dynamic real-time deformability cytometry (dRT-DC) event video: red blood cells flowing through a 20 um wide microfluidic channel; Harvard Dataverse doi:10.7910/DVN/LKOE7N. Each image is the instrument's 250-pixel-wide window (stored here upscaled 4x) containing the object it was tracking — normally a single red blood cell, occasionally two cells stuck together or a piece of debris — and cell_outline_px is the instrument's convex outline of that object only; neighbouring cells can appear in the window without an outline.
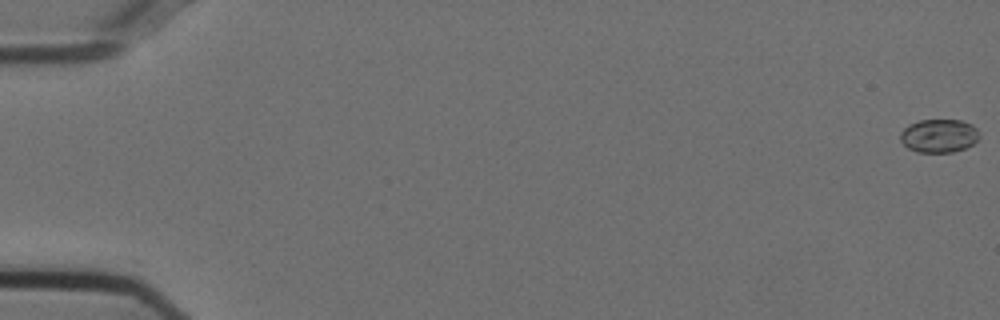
{"species": "Egyptian fruit bat (a non-hibernating species)", "species_latin": "Rousettus aegyptiacus", "temperature_condition": "cold", "stored_images_in_passage": 7, "camera_frame_rate_fps": 3000, "um_per_image_px": 0.085, "animal": {"sex": "female"}, "frame": {"image": 1, "passage_image": 1, "time_ms": 0.0, "image_size_px": [1000, 320], "cell_outline_px": [[980, 136], [972, 144], [964, 148], [952, 152], [916, 152], [908, 148], [900, 140], [900, 132], [908, 124], [920, 120], [960, 120], [972, 124], [980, 132]], "centroid_in_image_um": [79.8, 11.53], "position_along_channel_um": 5.2, "area_um2": 15.43}}